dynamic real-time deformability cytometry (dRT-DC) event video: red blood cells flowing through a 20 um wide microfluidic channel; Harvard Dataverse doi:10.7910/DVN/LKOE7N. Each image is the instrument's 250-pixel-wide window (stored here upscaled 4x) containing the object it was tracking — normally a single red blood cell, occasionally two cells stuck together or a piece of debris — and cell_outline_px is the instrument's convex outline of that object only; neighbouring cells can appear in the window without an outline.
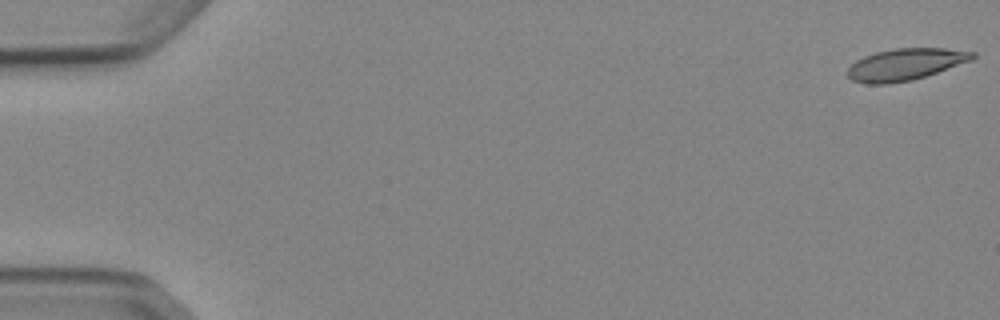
{"species": "Egyptian fruit bat (a non-hibernating species)", "species_latin": "Rousettus aegyptiacus", "temperature_condition": "cold", "stored_images_in_passage": 53, "camera_frame_rate_fps": 3000, "um_per_image_px": 0.085, "animal": {"sex": "female"}, "frame": {"image": 1, "passage_image": 1, "time_ms": 0.0, "image_size_px": [1000, 320], "cell_outline_px": [[976, 56], [972, 60], [912, 80], [888, 84], [868, 84], [852, 80], [848, 76], [848, 68], [856, 60], [864, 56], [876, 52], [896, 48], [944, 48], [976, 52]], "centroid_in_image_um": [76.95, 5.47], "position_along_channel_um": 8.0, "area_um2": 22.95}}
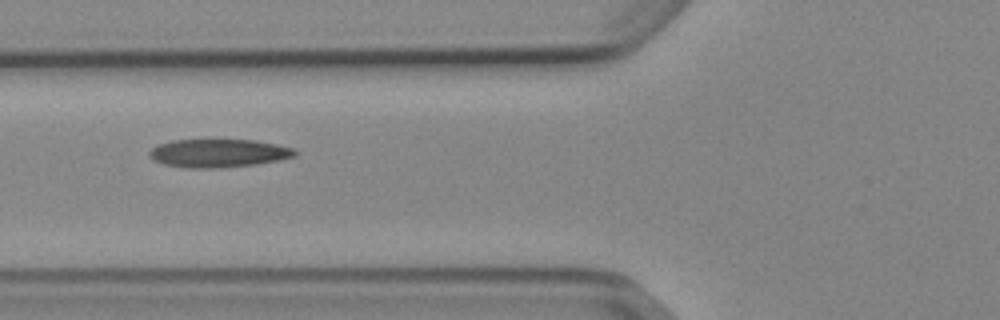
{"frame": {"image": 2, "passage_image": 21, "time_ms": 6.667, "image_size_px": [1000, 320], "cell_outline_px": [[296, 156], [280, 160], [256, 164], [220, 168], [188, 168], [164, 164], [148, 156], [148, 152], [152, 148], [160, 144], [172, 140], [256, 140], [276, 144], [292, 148], [296, 152]], "centroid_in_image_um": [18.58, 13.02], "position_along_channel_um": 107.2, "area_um2": 23.87}}
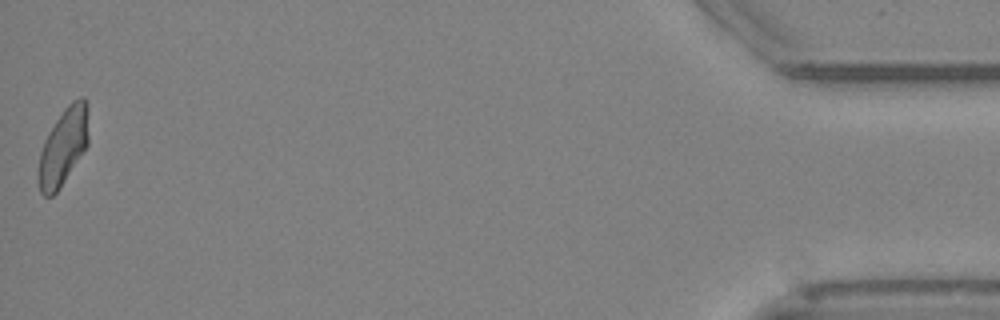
{"frame": {"image": 3, "passage_image": 53, "time_ms": 17.333, "image_size_px": [1000, 320], "cell_outline_px": [[88, 144], [60, 188], [52, 196], [44, 196], [40, 192], [36, 180], [40, 152], [44, 140], [48, 132], [64, 108], [72, 100], [80, 96], [84, 96], [88, 104]], "centroid_in_image_um": [5.37, 12.46], "position_along_channel_um": 429.8, "area_um2": 22.83}, "authors_computed_cell_mechanics": {"area_um2": 23.5246, "velocity_mm_per_s": 3.8673, "shape_relaxation_time_tau1_ms": 6.2611, "shape_relaxation_time_tau2_ms": 3.1728, "deformation_change_tau1": 0.1657, "deformation_change_tau2": 0.097}}